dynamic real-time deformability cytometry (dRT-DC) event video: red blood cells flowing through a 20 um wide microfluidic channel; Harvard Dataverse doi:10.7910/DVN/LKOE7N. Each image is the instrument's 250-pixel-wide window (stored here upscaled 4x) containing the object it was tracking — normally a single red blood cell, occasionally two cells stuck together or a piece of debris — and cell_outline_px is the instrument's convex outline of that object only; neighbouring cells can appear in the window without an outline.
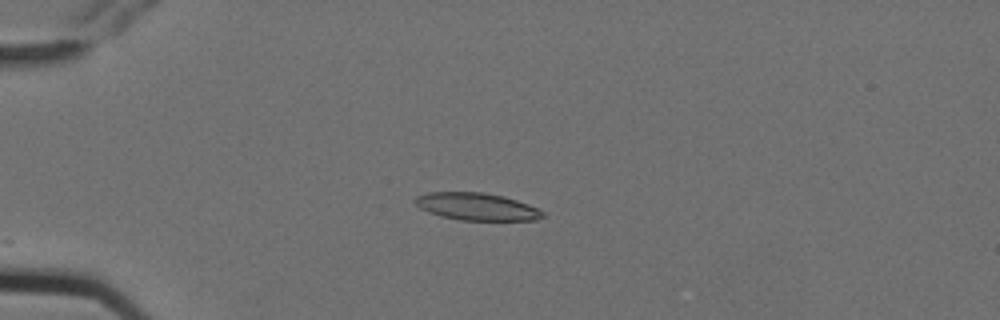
{"species": "Egyptian fruit bat (a non-hibernating species)", "species_latin": "Rousettus aegyptiacus", "temperature_condition": "cold", "stored_images_in_passage": 3, "camera_frame_rate_fps": 3000, "um_per_image_px": 0.085, "animal": {"sex": "female"}, "frame": {"image": 1, "passage_image": 2, "time_ms": 0.333, "image_size_px": [1000, 320], "cell_outline_px": [[544, 216], [536, 220], [460, 220], [440, 216], [428, 212], [420, 208], [412, 200], [416, 196], [428, 192], [484, 192], [504, 196], [528, 204], [544, 212]], "centroid_in_image_um": [40.49, 17.55], "position_along_channel_um": 44.5, "area_um2": 20.4}}